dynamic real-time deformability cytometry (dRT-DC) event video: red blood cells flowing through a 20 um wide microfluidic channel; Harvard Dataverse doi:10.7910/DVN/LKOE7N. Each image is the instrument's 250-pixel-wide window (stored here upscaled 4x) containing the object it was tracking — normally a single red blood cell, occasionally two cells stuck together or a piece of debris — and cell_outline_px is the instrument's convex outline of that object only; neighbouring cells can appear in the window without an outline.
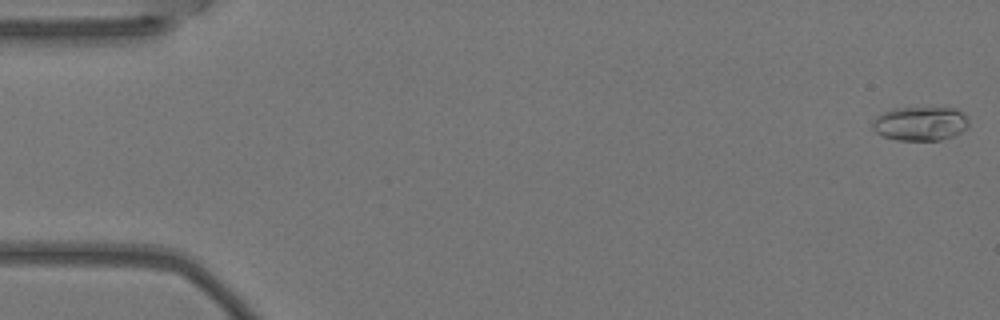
{"species": "Egyptian fruit bat (a non-hibernating species)", "species_latin": "Rousettus aegyptiacus", "temperature_condition": "warm", "stored_images_in_passage": 6, "camera_frame_rate_fps": 3000, "um_per_image_px": 0.085, "animal": {"sex": "female"}, "frame": {"image": 1, "passage_image": 1, "time_ms": 0.0, "image_size_px": [1000, 320], "cell_outline_px": [[968, 128], [952, 136], [940, 140], [896, 140], [884, 136], [876, 132], [872, 128], [872, 124], [876, 116], [892, 108], [944, 104], [956, 108], [964, 112], [968, 116]], "centroid_in_image_um": [78.29, 10.43], "position_along_channel_um": 6.7, "area_um2": 20.11}}
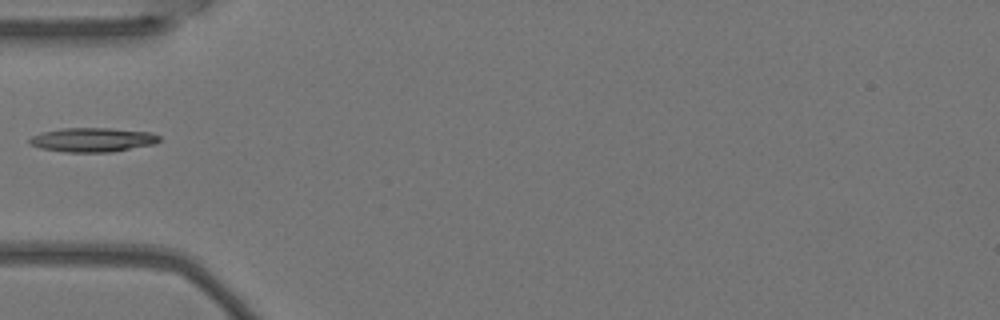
{"frame": {"image": 2, "passage_image": 6, "time_ms": 1.667, "image_size_px": [1000, 320], "cell_outline_px": [[160, 140], [156, 144], [112, 152], [64, 152], [40, 148], [28, 144], [28, 140], [32, 136], [40, 132], [60, 128], [112, 128], [152, 132], [160, 136]], "centroid_in_image_um": [7.87, 11.88], "position_along_channel_um": 77.1, "area_um2": 18.61}}